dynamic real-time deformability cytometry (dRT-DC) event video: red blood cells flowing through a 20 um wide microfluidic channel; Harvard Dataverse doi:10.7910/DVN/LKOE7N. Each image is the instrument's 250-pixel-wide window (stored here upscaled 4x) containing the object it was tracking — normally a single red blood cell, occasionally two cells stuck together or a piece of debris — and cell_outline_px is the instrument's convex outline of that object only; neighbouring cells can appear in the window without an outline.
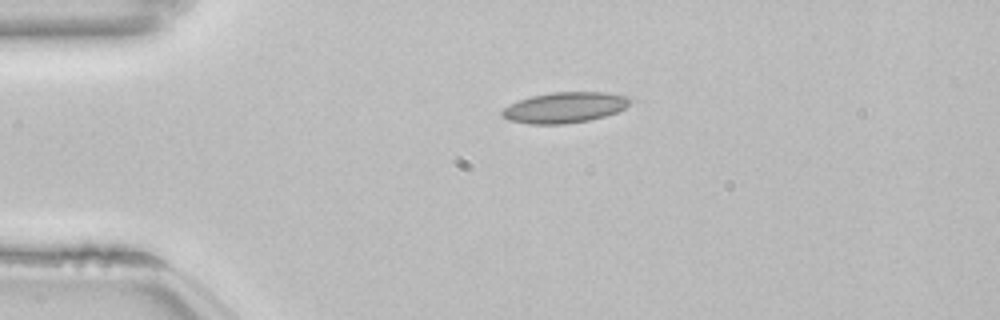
{"species": "common noctule bat (a hibernating species)", "species_latin": "Nyctalus noctula", "temperature_condition": "room temperature", "stored_images_in_passage": 33, "camera_frame_rate_fps": 3000, "um_per_image_px": 0.085, "animal": {"sex": "female", "body_mass_g": 22.7, "forearm_length_mm": 54.2}, "frame": {"image": 1, "passage_image": 1, "time_ms": 0.0, "image_size_px": [1000, 320], "cell_outline_px": [[632, 100], [624, 108], [616, 112], [604, 116], [588, 120], [564, 124], [528, 124], [508, 120], [500, 116], [500, 112], [504, 108], [520, 100], [532, 96], [552, 92], [604, 92], [632, 96]], "centroid_in_image_um": [48.0, 9.13], "position_along_channel_um": 37.0, "area_um2": 22.89}}
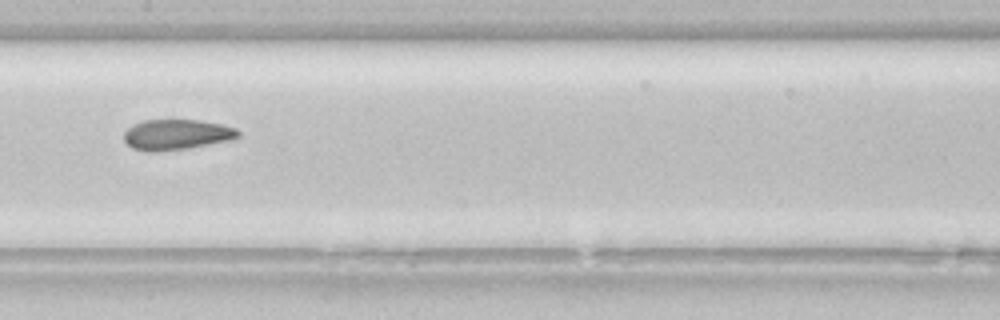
{"frame": {"image": 2, "passage_image": 16, "time_ms": 5.0, "image_size_px": [1000, 320], "cell_outline_px": [[240, 136], [232, 140], [188, 148], [156, 152], [148, 152], [132, 148], [124, 140], [124, 132], [132, 124], [144, 120], [200, 120], [220, 124], [236, 128], [240, 132]], "centroid_in_image_um": [15.01, 11.44], "position_along_channel_um": 192.4, "area_um2": 20.4}}
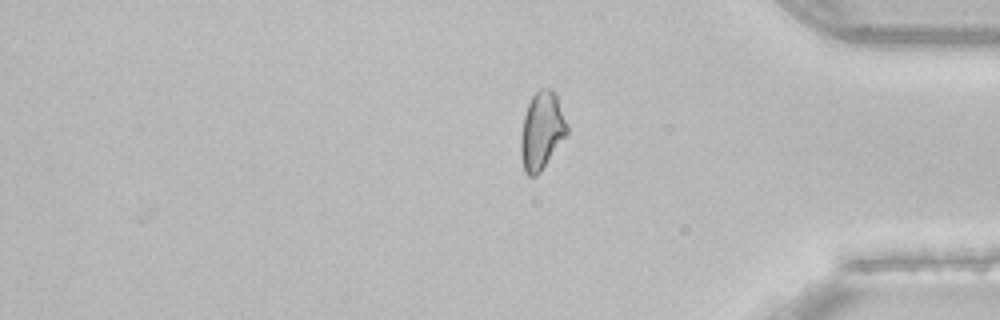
{"frame": {"image": 3, "passage_image": 33, "time_ms": 10.667, "image_size_px": [1000, 320], "cell_outline_px": [[568, 132], [540, 172], [536, 176], [528, 176], [524, 172], [520, 152], [520, 140], [524, 116], [528, 104], [532, 96], [540, 88], [552, 88], [556, 96], [568, 124]], "centroid_in_image_um": [46.03, 11.11], "position_along_channel_um": 389.2, "area_um2": 20.75}, "authors_computed_cell_mechanics": {"area_um2": 20.4034, "velocity_mm_per_s": 3.8405, "shape_relaxation_time_tau1_ms": null, "shape_relaxation_time_tau2_ms": 3.8467, "deformation_change_tau1": null, "deformation_change_tau2": 0.1066}}